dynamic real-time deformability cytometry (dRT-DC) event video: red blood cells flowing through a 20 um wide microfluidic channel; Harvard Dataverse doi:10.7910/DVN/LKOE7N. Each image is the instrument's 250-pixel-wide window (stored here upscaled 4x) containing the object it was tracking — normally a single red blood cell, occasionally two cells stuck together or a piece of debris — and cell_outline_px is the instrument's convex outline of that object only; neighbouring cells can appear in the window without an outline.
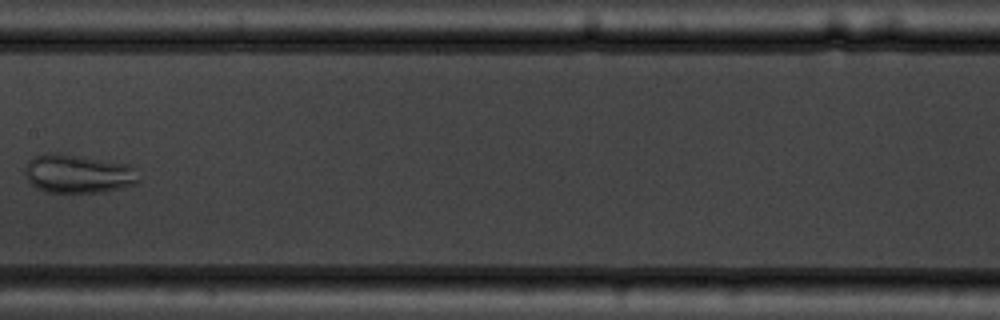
{"species": "common noctule bat (a hibernating species)", "species_latin": "Nyctalus noctula", "temperature_condition": "warm", "stored_images_in_passage": 9, "camera_frame_rate_fps": 3000, "um_per_image_px": 0.085, "animal": {"sex": "male", "body_mass_g": 19.5, "forearm_length_mm": 54.6}, "frame": {"image": 1, "passage_image": 8, "time_ms": 8.333, "image_size_px": [1000, 320], "cell_outline_px": [[140, 184], [104, 192], [48, 192], [36, 188], [24, 176], [24, 168], [28, 160], [32, 156], [44, 152], [60, 152], [128, 164], [132, 168], [140, 180]], "centroid_in_image_um": [6.59, 14.75], "position_along_channel_um": 200.8, "area_um2": 26.13}}